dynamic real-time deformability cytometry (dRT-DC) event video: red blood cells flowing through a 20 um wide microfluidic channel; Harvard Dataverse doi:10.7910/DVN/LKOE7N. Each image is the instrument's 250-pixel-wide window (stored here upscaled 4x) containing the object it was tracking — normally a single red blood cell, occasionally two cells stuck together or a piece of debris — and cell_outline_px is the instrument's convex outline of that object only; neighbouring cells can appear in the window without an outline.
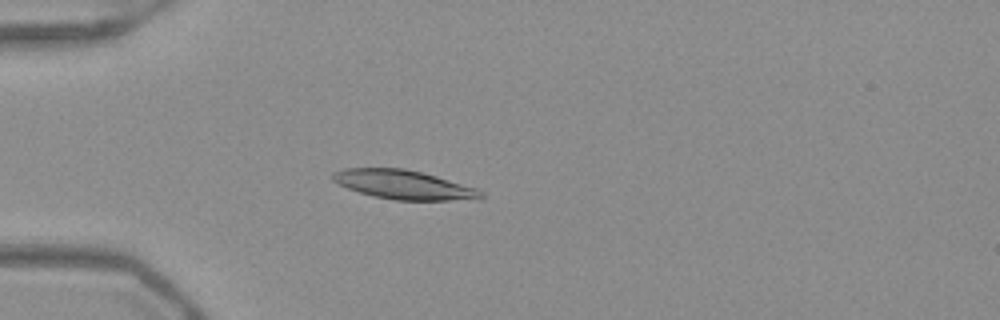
{"species": "Egyptian fruit bat (a non-hibernating species)", "species_latin": "Rousettus aegyptiacus", "temperature_condition": "warm", "stored_images_in_passage": 47, "camera_frame_rate_fps": 3000, "um_per_image_px": 0.085, "frame": {"image": 1, "passage_image": 10, "time_ms": 3.0, "image_size_px": [1000, 320], "cell_outline_px": [[484, 196], [480, 200], [396, 200], [372, 196], [348, 188], [332, 180], [332, 172], [344, 168], [404, 168], [436, 176], [476, 188], [484, 192]], "centroid_in_image_um": [34.34, 15.71], "position_along_channel_um": 50.7, "area_um2": 25.09}}
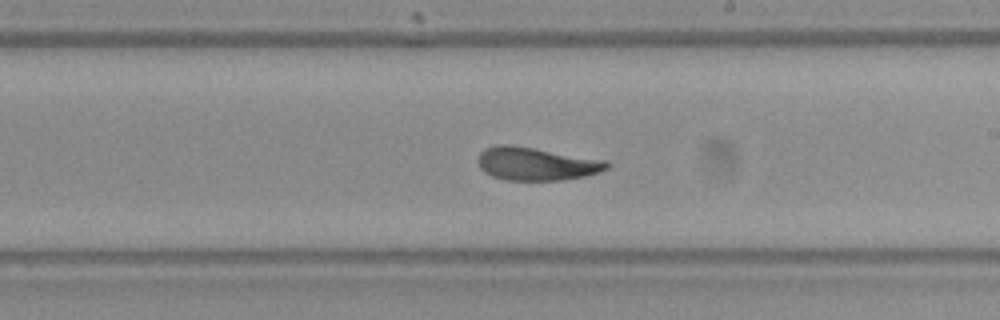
{"frame": {"image": 2, "passage_image": 26, "time_ms": 8.333, "image_size_px": [1000, 320], "cell_outline_px": [[612, 164], [608, 168], [600, 172], [584, 176], [560, 180], [504, 180], [492, 176], [484, 172], [476, 164], [476, 160], [480, 152], [484, 148], [496, 144], [512, 144], [604, 160]], "centroid_in_image_um": [45.52, 13.91], "position_along_channel_um": 243.5, "area_um2": 25.09}}
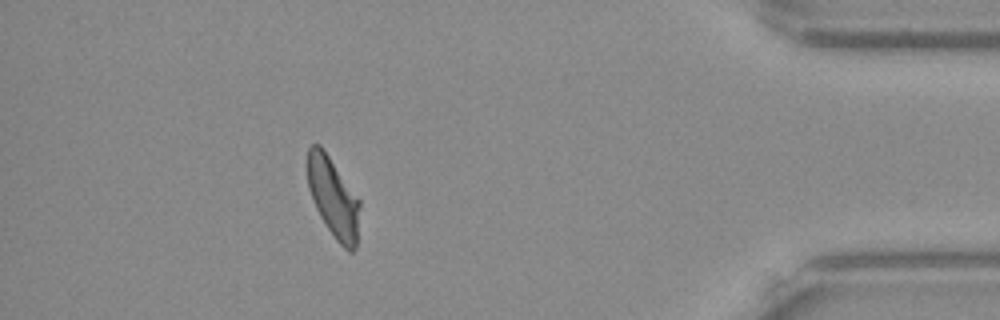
{"frame": {"image": 3, "passage_image": 42, "time_ms": 13.667, "image_size_px": [1000, 320], "cell_outline_px": [[360, 208], [356, 248], [352, 252], [348, 252], [336, 240], [320, 216], [312, 200], [308, 188], [308, 148], [312, 144], [320, 144], [360, 200]], "centroid_in_image_um": [28.34, 16.82], "position_along_channel_um": 406.9, "area_um2": 24.16}, "authors_computed_cell_mechanics": {"area_um2": 24.9118, "velocity_mm_per_s": 3.9131, "shape_relaxation_time_tau1_ms": 9.3547, "shape_relaxation_time_tau2_ms": 3.0806, "deformation_change_tau1": 0.2638, "deformation_change_tau2": 0.0873}}